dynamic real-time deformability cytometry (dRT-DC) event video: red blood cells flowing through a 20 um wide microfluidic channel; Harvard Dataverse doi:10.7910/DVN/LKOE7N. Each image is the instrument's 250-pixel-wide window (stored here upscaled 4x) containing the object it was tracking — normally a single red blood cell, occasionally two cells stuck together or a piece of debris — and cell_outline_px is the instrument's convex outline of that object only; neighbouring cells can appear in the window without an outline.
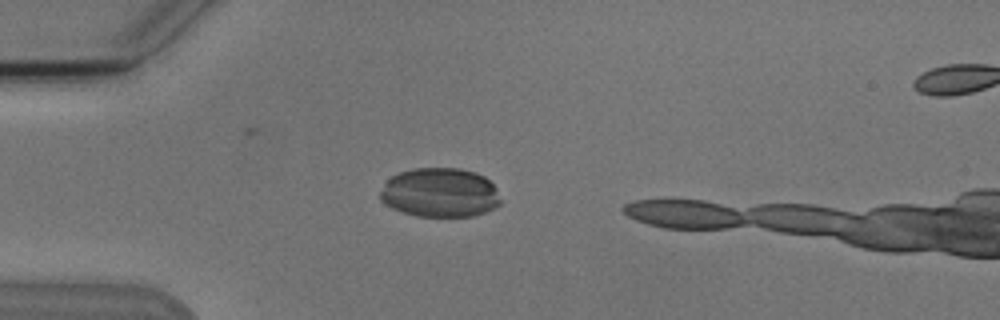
{"species": "Egyptian fruit bat (a non-hibernating species)", "species_latin": "Rousettus aegyptiacus", "temperature_condition": "cold", "stored_images_in_passage": 5, "camera_frame_rate_fps": 3000, "um_per_image_px": 0.085, "animal": {"sex": "male"}, "frame": {"image": 1, "passage_image": 3, "time_ms": 2.333, "image_size_px": [1000, 320], "cell_outline_px": [[500, 204], [496, 208], [472, 216], [416, 216], [400, 212], [384, 204], [380, 200], [380, 192], [384, 184], [392, 176], [400, 172], [412, 168], [460, 168], [476, 172], [484, 176], [496, 188], [500, 200]], "centroid_in_image_um": [37.38, 16.37], "position_along_channel_um": 47.6, "area_um2": 34.74}}